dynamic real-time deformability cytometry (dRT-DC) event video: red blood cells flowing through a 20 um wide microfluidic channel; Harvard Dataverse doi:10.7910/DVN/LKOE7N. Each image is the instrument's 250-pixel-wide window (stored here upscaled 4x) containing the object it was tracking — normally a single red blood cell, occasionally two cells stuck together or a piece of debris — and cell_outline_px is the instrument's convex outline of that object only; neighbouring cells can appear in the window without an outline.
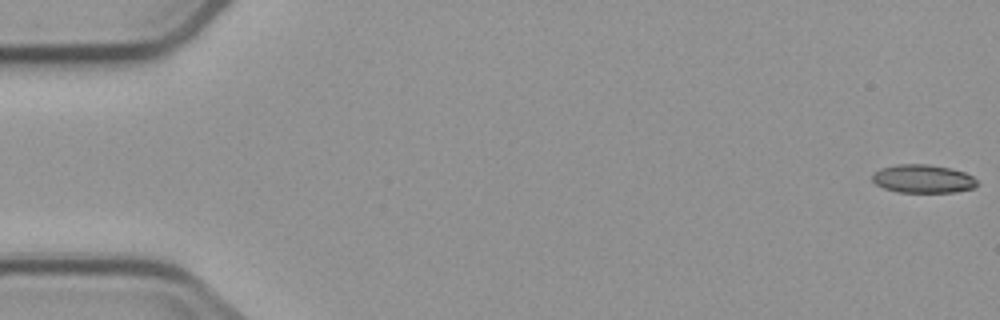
{"species": "common noctule bat (a hibernating species)", "species_latin": "Nyctalus noctula", "temperature_condition": "cold", "stored_images_in_passage": 4, "camera_frame_rate_fps": 3000, "um_per_image_px": 0.085, "animal": {"sex": "male", "body_mass_g": 23.1, "forearm_length_mm": 52.7}, "frame": {"image": 1, "passage_image": 1, "time_ms": 0.0, "image_size_px": [1000, 320], "cell_outline_px": [[980, 184], [972, 188], [952, 192], [896, 192], [884, 188], [876, 184], [872, 180], [872, 176], [880, 168], [896, 164], [928, 164], [952, 168], [964, 172], [972, 176]], "centroid_in_image_um": [78.45, 15.19], "position_along_channel_um": 6.5, "area_um2": 17.34}}